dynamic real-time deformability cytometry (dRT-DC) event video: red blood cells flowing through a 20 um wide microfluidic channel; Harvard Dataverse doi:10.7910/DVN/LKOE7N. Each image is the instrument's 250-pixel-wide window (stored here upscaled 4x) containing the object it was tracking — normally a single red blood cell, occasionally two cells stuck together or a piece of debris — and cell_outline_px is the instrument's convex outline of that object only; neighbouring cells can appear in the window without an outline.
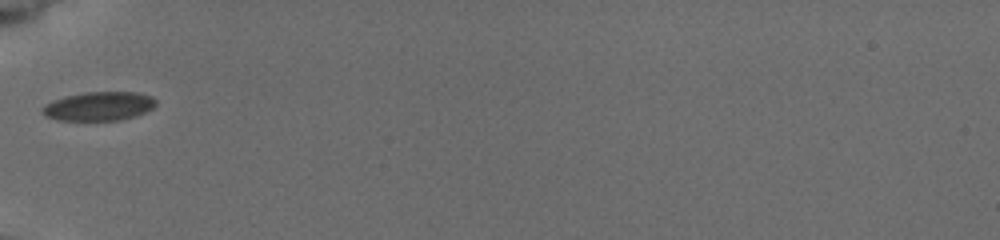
{"species": "common noctule bat (a hibernating species)", "species_latin": "Nyctalus noctula", "temperature_condition": "cold", "stored_images_in_passage": 4, "camera_frame_rate_fps": 3000, "um_per_image_px": 0.085, "animal": {"sex": "female", "body_mass_g": 19.5, "forearm_length_mm": 54.1}, "frame": {"image": 1, "passage_image": 1, "time_ms": 0.0, "image_size_px": [1000, 240], "cell_outline_px": [[156, 104], [152, 108], [136, 116], [116, 120], [56, 120], [40, 112], [40, 108], [44, 104], [52, 100], [64, 96], [84, 92], [136, 92], [152, 96], [156, 100]], "centroid_in_image_um": [8.37, 9.02], "position_along_channel_um": 76.6, "area_um2": 19.19}}
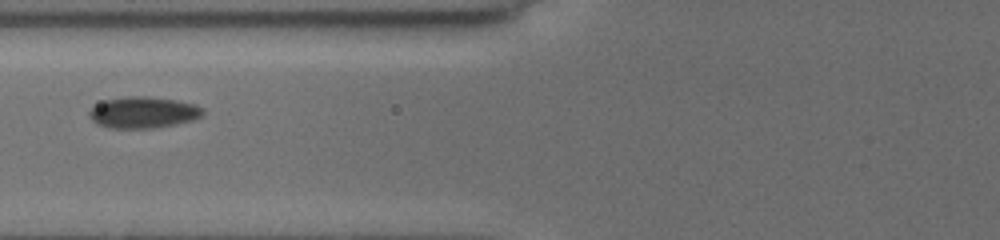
{"frame": {"image": 2, "passage_image": 2, "time_ms": 1.0, "image_size_px": [1000, 240], "cell_outline_px": [[204, 112], [200, 116], [192, 120], [172, 124], [148, 128], [112, 128], [100, 124], [92, 120], [88, 116], [88, 112], [92, 108], [104, 100], [124, 96], [148, 96], [176, 100], [196, 104], [204, 108]], "centroid_in_image_um": [12.17, 9.53], "position_along_channel_um": 113.6, "area_um2": 20.58}}
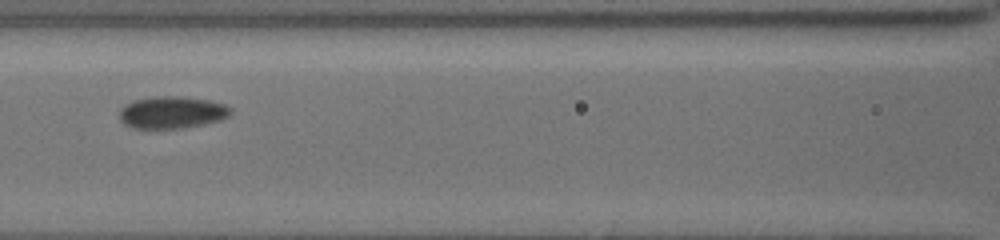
{"frame": {"image": 3, "passage_image": 3, "time_ms": 2.0, "image_size_px": [1000, 240], "cell_outline_px": [[232, 112], [228, 116], [220, 120], [180, 128], [132, 128], [124, 124], [120, 120], [120, 108], [124, 104], [132, 100], [152, 96], [184, 96], [208, 100], [224, 104], [232, 108]], "centroid_in_image_um": [14.58, 9.53], "position_along_channel_um": 152.0, "area_um2": 20.92}}